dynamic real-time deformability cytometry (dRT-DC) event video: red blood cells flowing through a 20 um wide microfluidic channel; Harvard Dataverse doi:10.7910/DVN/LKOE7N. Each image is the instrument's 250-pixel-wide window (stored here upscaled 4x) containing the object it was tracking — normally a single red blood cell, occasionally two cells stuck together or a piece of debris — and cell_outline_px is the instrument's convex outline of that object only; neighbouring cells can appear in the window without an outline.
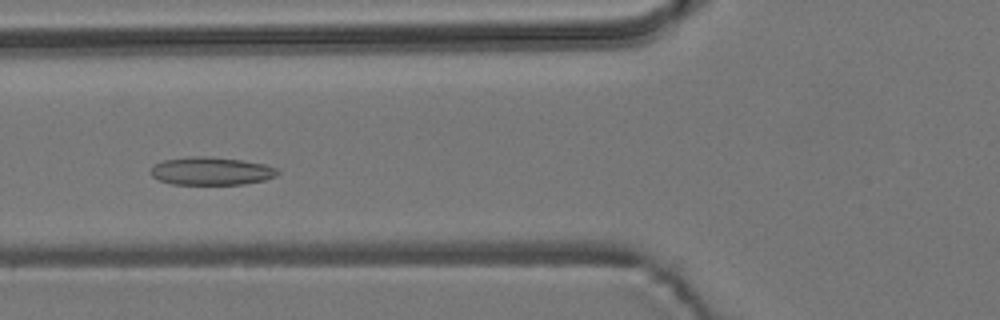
{"species": "common noctule bat (a hibernating species)", "species_latin": "Nyctalus noctula", "temperature_condition": "room temperature", "stored_images_in_passage": 10, "camera_frame_rate_fps": 3000, "um_per_image_px": 0.085, "animal": {"sex": "male", "body_mass_g": 19.2, "forearm_length_mm": 51.8}, "frame": {"image": 1, "passage_image": 5, "time_ms": 6.333, "image_size_px": [1000, 320], "cell_outline_px": [[280, 172], [276, 176], [264, 180], [244, 184], [172, 184], [160, 180], [152, 176], [152, 168], [156, 164], [164, 160], [188, 156], [212, 156], [240, 160], [264, 164], [276, 168]], "centroid_in_image_um": [17.98, 14.53], "position_along_channel_um": 107.8, "area_um2": 20.58}}
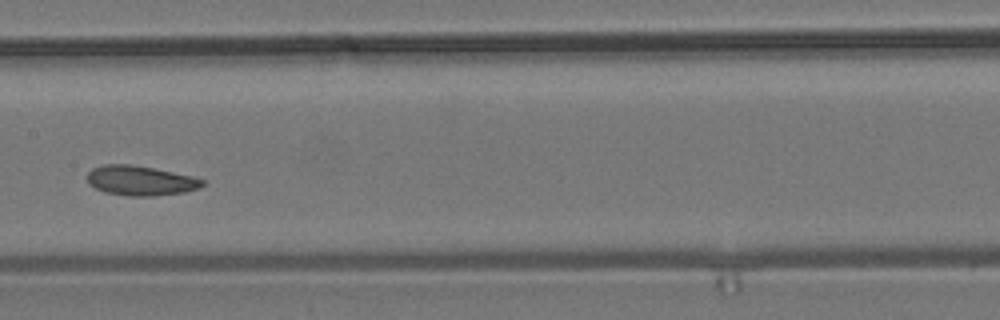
{"frame": {"image": 2, "passage_image": 7, "time_ms": 8.667, "image_size_px": [1000, 320], "cell_outline_px": [[204, 184], [200, 188], [184, 192], [156, 196], [128, 196], [104, 192], [88, 184], [88, 172], [92, 168], [104, 164], [132, 164], [192, 176], [204, 180]], "centroid_in_image_um": [11.93, 15.36], "position_along_channel_um": 195.5, "area_um2": 20.0}}
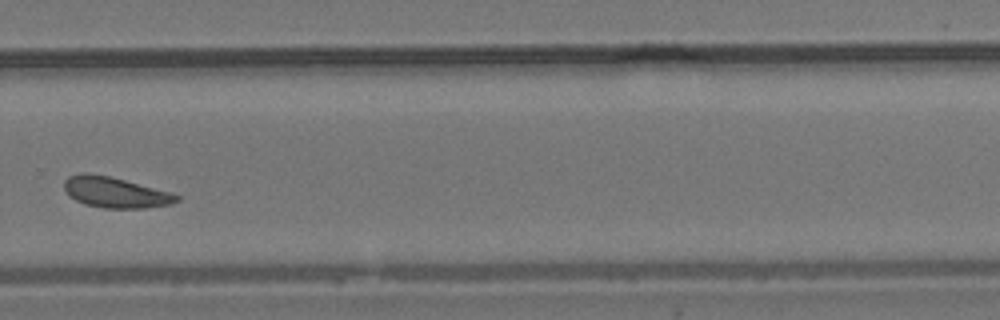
{"frame": {"image": 3, "passage_image": 10, "time_ms": 12.0, "image_size_px": [1000, 320], "cell_outline_px": [[180, 200], [172, 204], [144, 208], [104, 208], [84, 204], [68, 196], [64, 192], [64, 180], [68, 176], [80, 172], [88, 172], [108, 176], [172, 192], [180, 196]], "centroid_in_image_um": [9.77, 16.35], "position_along_channel_um": 320.0, "area_um2": 20.35}}